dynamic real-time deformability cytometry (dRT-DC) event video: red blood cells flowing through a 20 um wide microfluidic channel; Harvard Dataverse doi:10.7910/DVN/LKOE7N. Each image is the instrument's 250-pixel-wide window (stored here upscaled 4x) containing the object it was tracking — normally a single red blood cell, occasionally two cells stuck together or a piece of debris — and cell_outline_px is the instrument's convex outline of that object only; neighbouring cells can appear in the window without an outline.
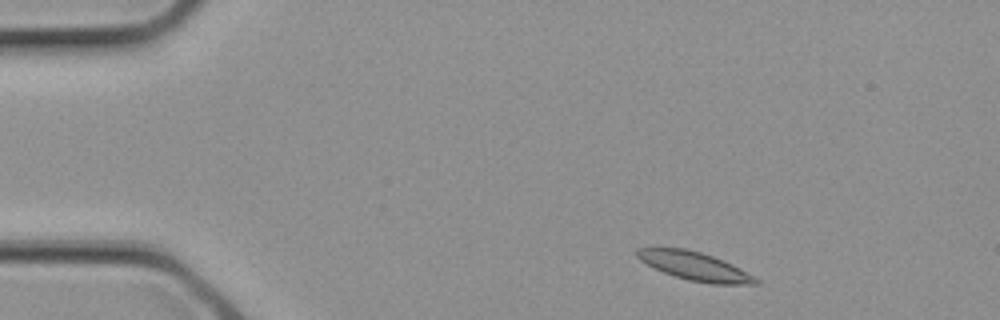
{"species": "common noctule bat (a hibernating species)", "species_latin": "Nyctalus noctula", "temperature_condition": "cold", "stored_images_in_passage": 2, "camera_frame_rate_fps": 3000, "um_per_image_px": 0.085, "animal": {"sex": "female", "body_mass_g": 21.9}, "frame": {"image": 1, "passage_image": 1, "time_ms": 0.0, "image_size_px": [1000, 320], "cell_outline_px": [[760, 284], [712, 284], [688, 280], [664, 272], [640, 260], [636, 256], [636, 248], [684, 248], [700, 252], [724, 260], [740, 268], [760, 280]], "centroid_in_image_um": [59.08, 22.62], "position_along_channel_um": 25.9, "area_um2": 19.42}}